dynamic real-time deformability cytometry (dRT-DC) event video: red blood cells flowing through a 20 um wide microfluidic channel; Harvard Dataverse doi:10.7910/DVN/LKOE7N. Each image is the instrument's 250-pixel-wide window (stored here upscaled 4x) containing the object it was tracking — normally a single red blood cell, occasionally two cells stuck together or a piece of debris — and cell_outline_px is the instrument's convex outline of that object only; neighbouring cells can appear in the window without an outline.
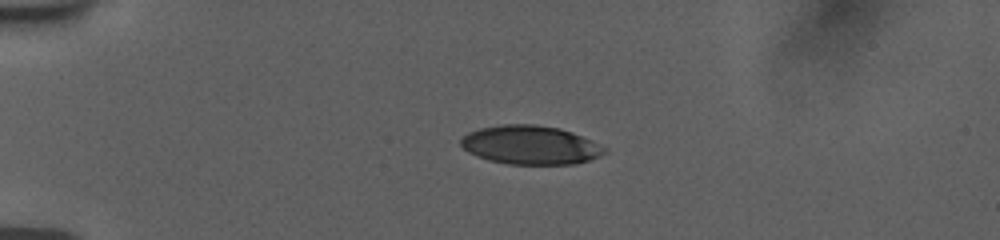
{"species": "human", "species_latin": "Homo sapiens", "temperature_condition": "room temperature", "stored_images_in_passage": 29, "camera_frame_rate_fps": 3000, "um_per_image_px": 0.085, "donor": {"sex": "female"}, "frame": {"image": 1, "passage_image": 1, "time_ms": 0.0, "image_size_px": [1000, 240], "cell_outline_px": [[608, 152], [600, 156], [576, 164], [508, 164], [488, 160], [476, 156], [468, 152], [460, 144], [460, 140], [468, 132], [480, 128], [504, 124], [536, 124], [560, 128], [572, 132], [608, 148]], "centroid_in_image_um": [45.09, 12.33], "position_along_channel_um": 39.9, "area_um2": 32.6}}
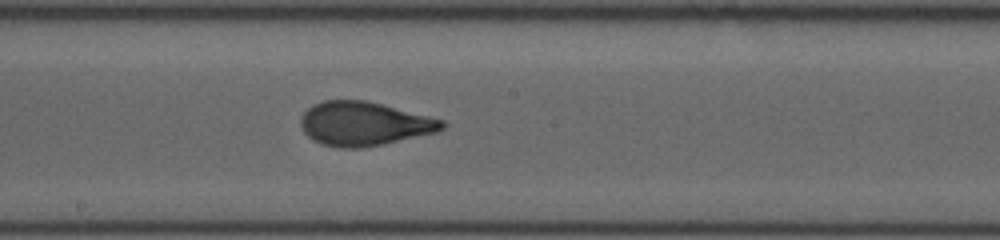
{"frame": {"image": 2, "passage_image": 15, "time_ms": 6.0, "image_size_px": [1000, 240], "cell_outline_px": [[448, 124], [444, 128], [436, 132], [380, 144], [360, 148], [340, 148], [324, 144], [312, 140], [304, 132], [300, 124], [300, 120], [304, 112], [312, 104], [324, 100], [364, 100], [444, 120]], "centroid_in_image_um": [30.91, 10.51], "position_along_channel_um": 217.3, "area_um2": 35.78}}
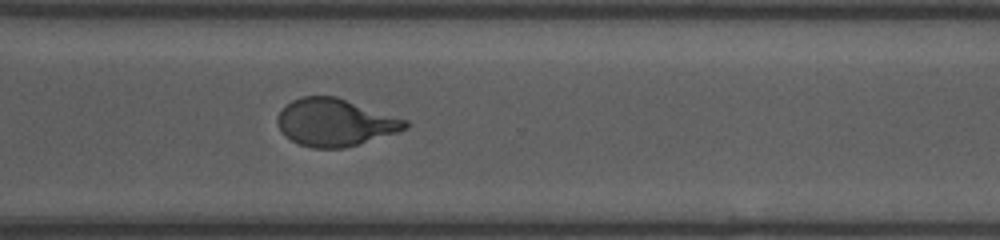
{"frame": {"image": 3, "passage_image": 28, "time_ms": 9.333, "image_size_px": [1000, 240], "cell_outline_px": [[408, 128], [396, 132], [344, 148], [312, 148], [300, 144], [284, 136], [276, 120], [280, 112], [292, 100], [304, 96], [336, 96], [408, 120]], "centroid_in_image_um": [28.47, 10.4], "position_along_channel_um": 342.1, "area_um2": 34.91}}